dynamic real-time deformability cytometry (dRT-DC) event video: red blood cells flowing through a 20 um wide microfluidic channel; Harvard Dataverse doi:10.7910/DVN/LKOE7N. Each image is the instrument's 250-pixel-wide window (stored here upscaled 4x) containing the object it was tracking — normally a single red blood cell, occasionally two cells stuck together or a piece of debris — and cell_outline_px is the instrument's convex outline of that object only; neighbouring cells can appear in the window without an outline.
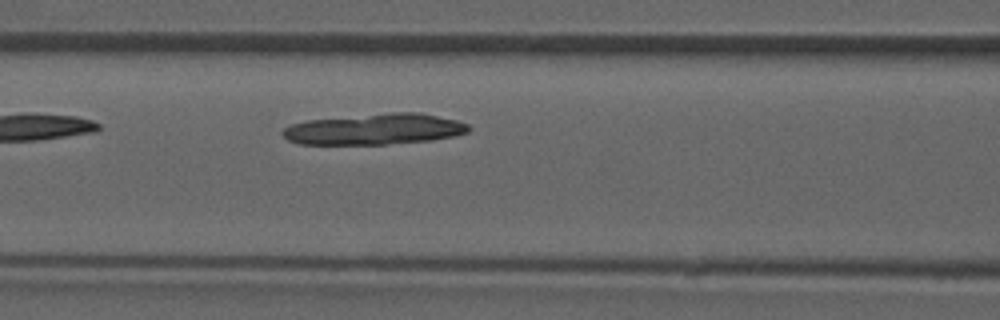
{"species": "common noctule bat (a hibernating species)", "species_latin": "Nyctalus noctula", "temperature_condition": "room temperature", "stored_images_in_passage": 3, "camera_frame_rate_fps": 3000, "um_per_image_px": 0.085, "animal": {"sex": "male", "forearm_length_mm": 52.5}, "frame": {"image": 1, "passage_image": 3, "time_ms": 2.333, "image_size_px": [1000, 320], "cell_outline_px": [[472, 128], [468, 132], [452, 136], [432, 140], [388, 144], [300, 144], [288, 140], [280, 132], [284, 128], [292, 124], [308, 120], [392, 112], [420, 112], [456, 120], [468, 124]], "centroid_in_image_um": [31.86, 10.98], "position_along_channel_um": 134.7, "area_um2": 33.47}}